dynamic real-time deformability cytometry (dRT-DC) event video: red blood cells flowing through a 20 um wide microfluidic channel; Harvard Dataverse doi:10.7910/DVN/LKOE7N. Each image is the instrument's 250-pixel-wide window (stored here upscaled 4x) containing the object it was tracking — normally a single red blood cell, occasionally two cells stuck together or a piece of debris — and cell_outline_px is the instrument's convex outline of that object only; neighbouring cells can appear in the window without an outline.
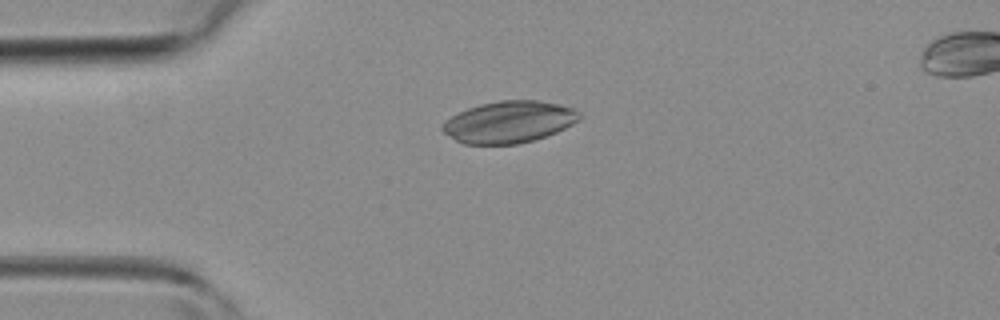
{"species": "common noctule bat (a hibernating species)", "species_latin": "Nyctalus noctula", "temperature_condition": "room temperature", "stored_images_in_passage": 28, "camera_frame_rate_fps": 3000, "um_per_image_px": 0.085, "animal": {"sex": "female", "body_mass_g": 19.3, "forearm_length_mm": 54.1}, "frame": {"image": 1, "passage_image": 1, "time_ms": 0.0, "image_size_px": [1000, 320], "cell_outline_px": [[580, 120], [556, 132], [532, 140], [516, 144], [464, 144], [456, 140], [444, 132], [440, 128], [452, 116], [468, 108], [480, 104], [500, 100], [536, 100], [560, 104], [576, 108], [580, 112]], "centroid_in_image_um": [43.3, 10.35], "position_along_channel_um": 41.7, "area_um2": 33.12}}
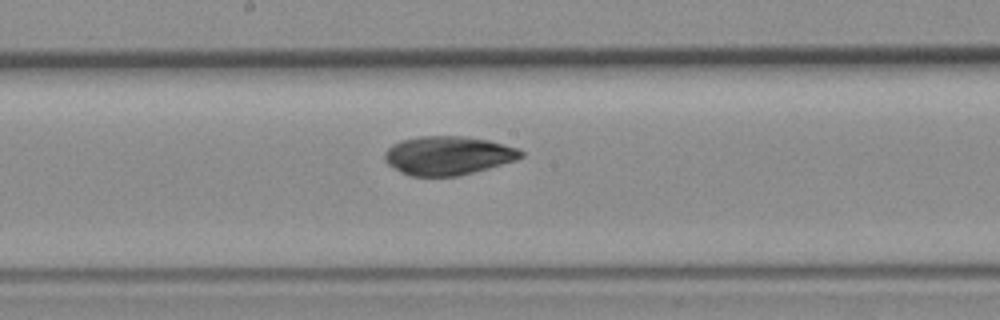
{"frame": {"image": 2, "passage_image": 13, "time_ms": 4.0, "image_size_px": [1000, 320], "cell_outline_px": [[524, 156], [516, 160], [488, 168], [456, 176], [408, 176], [400, 172], [388, 164], [384, 160], [384, 152], [392, 144], [400, 140], [420, 136], [464, 136], [488, 140], [520, 148], [524, 152]], "centroid_in_image_um": [38.07, 13.21], "position_along_channel_um": 210.1, "area_um2": 30.92}}
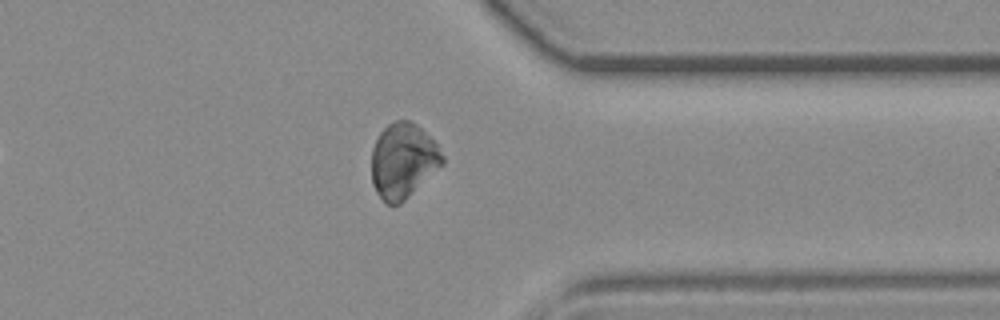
{"frame": {"image": 3, "passage_image": 24, "time_ms": 7.667, "image_size_px": [1000, 320], "cell_outline_px": [[444, 164], [400, 204], [384, 204], [376, 192], [372, 184], [372, 148], [380, 132], [388, 124], [396, 120], [408, 120], [416, 124], [436, 144], [444, 156]], "centroid_in_image_um": [34.25, 13.68], "position_along_channel_um": 377.2, "area_um2": 30.92}}